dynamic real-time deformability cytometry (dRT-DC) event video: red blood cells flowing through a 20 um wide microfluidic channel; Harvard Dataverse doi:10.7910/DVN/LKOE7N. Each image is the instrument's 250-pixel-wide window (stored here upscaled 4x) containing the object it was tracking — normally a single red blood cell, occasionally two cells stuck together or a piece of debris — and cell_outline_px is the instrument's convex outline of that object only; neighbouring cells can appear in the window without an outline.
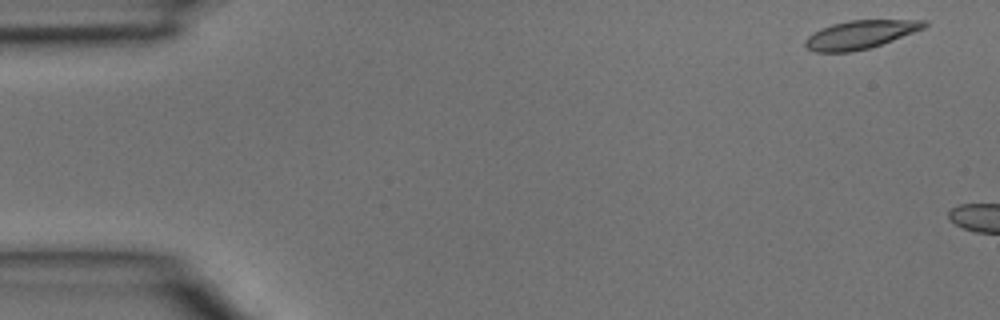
{"species": "common noctule bat (a hibernating species)", "species_latin": "Nyctalus noctula", "temperature_condition": "room temperature", "stored_images_in_passage": 2, "camera_frame_rate_fps": 3000, "um_per_image_px": 0.085, "animal": {"sex": "male", "body_mass_g": 15.6}, "frame": {"image": 1, "passage_image": 1, "time_ms": 0.0, "image_size_px": [1000, 320], "cell_outline_px": [[928, 24], [924, 28], [892, 40], [868, 48], [852, 52], [816, 52], [804, 48], [804, 40], [808, 36], [820, 28], [832, 24], [852, 20], [928, 20]], "centroid_in_image_um": [73.07, 2.94], "position_along_channel_um": 11.9, "area_um2": 19.59}}